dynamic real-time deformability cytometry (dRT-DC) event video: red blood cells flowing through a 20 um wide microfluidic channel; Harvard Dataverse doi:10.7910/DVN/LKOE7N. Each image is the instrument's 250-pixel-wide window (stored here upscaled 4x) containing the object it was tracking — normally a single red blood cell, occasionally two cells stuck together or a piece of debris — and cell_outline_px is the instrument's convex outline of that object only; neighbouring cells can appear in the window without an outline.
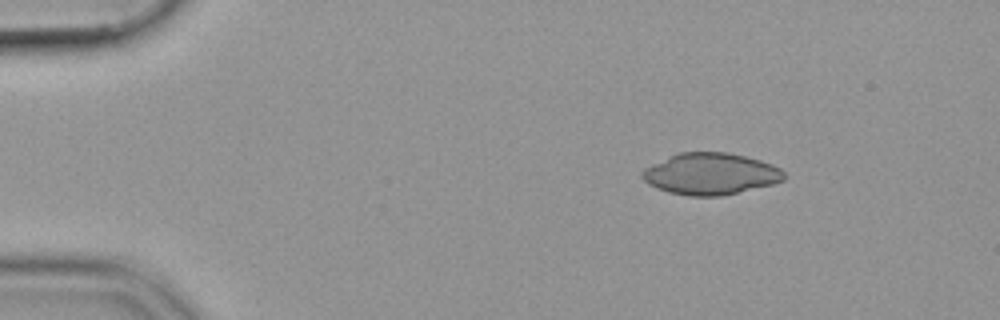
{"species": "common noctule bat (a hibernating species)", "species_latin": "Nyctalus noctula", "temperature_condition": "cold", "stored_images_in_passage": 46, "camera_frame_rate_fps": 3000, "um_per_image_px": 0.085, "animal": {"sex": "female", "body_mass_g": 19.9}, "frame": {"image": 1, "passage_image": 1, "time_ms": 0.0, "image_size_px": [1000, 320], "cell_outline_px": [[784, 180], [772, 184], [720, 196], [692, 196], [668, 192], [656, 188], [648, 184], [640, 176], [640, 172], [644, 168], [680, 152], [728, 152], [760, 160], [772, 164], [780, 168], [784, 172]], "centroid_in_image_um": [60.38, 14.78], "position_along_channel_um": 24.6, "area_um2": 34.22}}